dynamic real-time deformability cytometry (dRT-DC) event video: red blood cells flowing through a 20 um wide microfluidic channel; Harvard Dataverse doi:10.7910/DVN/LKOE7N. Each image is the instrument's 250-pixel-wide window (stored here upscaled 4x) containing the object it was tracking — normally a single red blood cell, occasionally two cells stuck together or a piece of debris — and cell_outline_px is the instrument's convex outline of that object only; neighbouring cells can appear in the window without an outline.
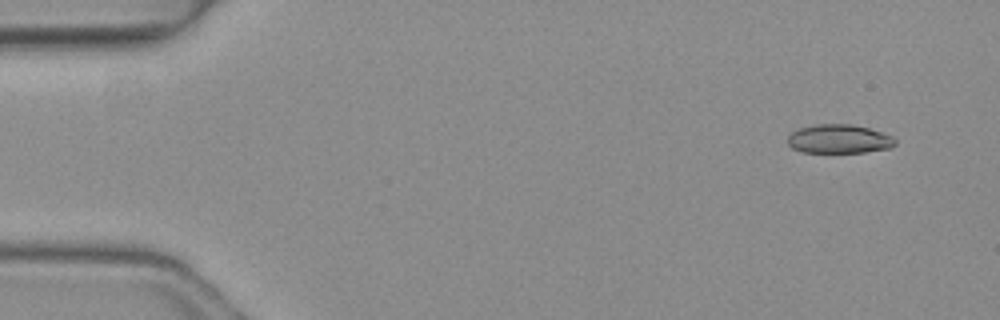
{"species": "common noctule bat (a hibernating species)", "species_latin": "Nyctalus noctula", "temperature_condition": "warm", "stored_images_in_passage": 4, "camera_frame_rate_fps": 3000, "um_per_image_px": 0.085, "animal": {"sex": "female", "body_mass_g": 19.3, "forearm_length_mm": 54.1}, "frame": {"image": 1, "passage_image": 1, "time_ms": 0.0, "image_size_px": [1000, 320], "cell_outline_px": [[896, 144], [892, 148], [864, 152], [800, 152], [792, 148], [788, 144], [788, 136], [792, 132], [800, 128], [816, 124], [852, 124], [868, 128], [892, 136], [896, 140]], "centroid_in_image_um": [71.32, 11.81], "position_along_channel_um": 13.7, "area_um2": 18.09}}
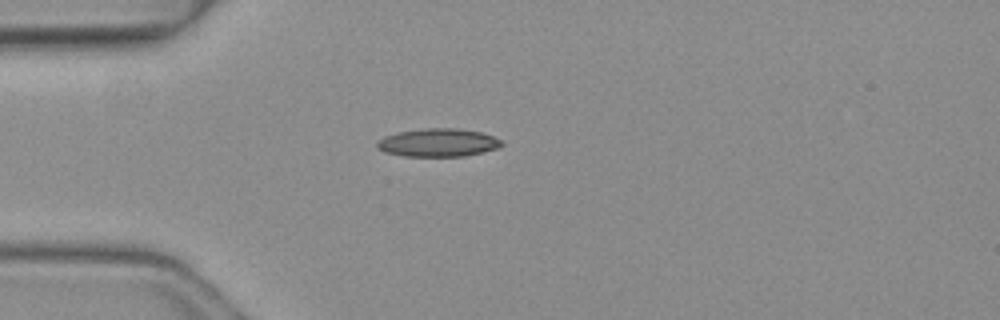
{"frame": {"image": 2, "passage_image": 4, "time_ms": 1.0, "image_size_px": [1000, 320], "cell_outline_px": [[504, 144], [496, 148], [464, 156], [404, 156], [384, 152], [376, 148], [376, 144], [384, 136], [400, 132], [424, 128], [456, 128], [480, 132], [504, 140]], "centroid_in_image_um": [37.23, 12.12], "position_along_channel_um": 47.8, "area_um2": 20.29}}